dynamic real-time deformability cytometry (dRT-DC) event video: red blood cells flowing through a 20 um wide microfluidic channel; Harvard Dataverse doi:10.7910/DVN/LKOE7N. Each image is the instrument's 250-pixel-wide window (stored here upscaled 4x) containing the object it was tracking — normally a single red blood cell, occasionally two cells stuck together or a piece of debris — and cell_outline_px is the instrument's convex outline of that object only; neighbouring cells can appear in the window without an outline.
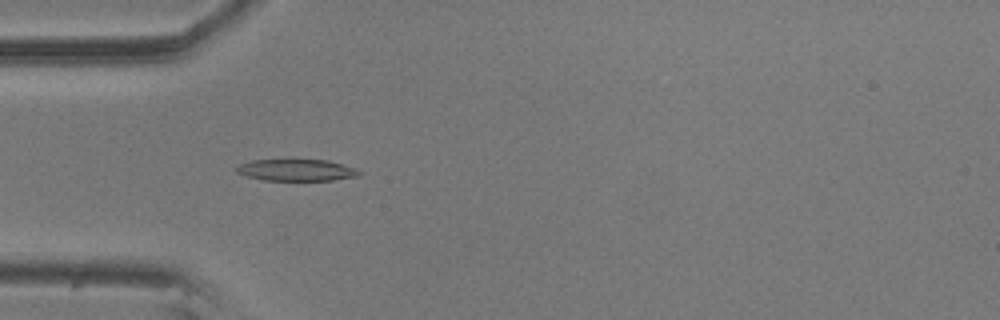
{"species": "common noctule bat (a hibernating species)", "species_latin": "Nyctalus noctula", "temperature_condition": "room temperature", "stored_images_in_passage": 42, "camera_frame_rate_fps": 3000, "um_per_image_px": 0.085, "animal": {"sex": "male", "body_mass_g": 20.5, "forearm_length_mm": 52.5}, "frame": {"image": 1, "passage_image": 2, "time_ms": 0.333, "image_size_px": [1000, 320], "cell_outline_px": [[364, 172], [356, 176], [332, 180], [264, 180], [248, 176], [236, 172], [236, 168], [240, 164], [252, 160], [288, 156], [328, 160]], "centroid_in_image_um": [25.14, 14.39], "position_along_channel_um": 59.9, "area_um2": 16.24}}
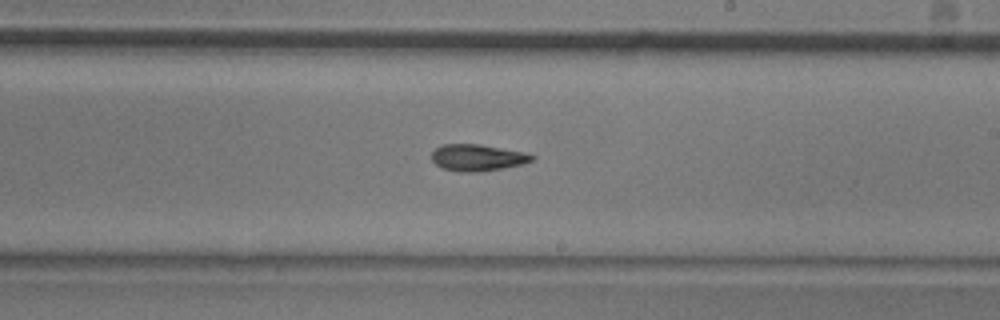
{"frame": {"image": 2, "passage_image": 18, "time_ms": 5.667, "image_size_px": [1000, 320], "cell_outline_px": [[536, 160], [524, 164], [476, 172], [460, 172], [444, 168], [436, 164], [432, 160], [432, 152], [436, 148], [444, 144], [480, 144], [524, 152], [536, 156]], "centroid_in_image_um": [40.62, 13.39], "position_along_channel_um": 248.4, "area_um2": 15.49}}
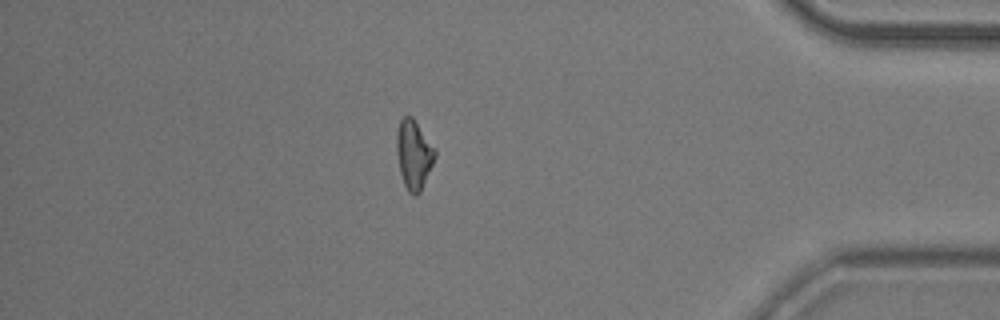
{"frame": {"image": 3, "passage_image": 34, "time_ms": 11.0, "image_size_px": [1000, 320], "cell_outline_px": [[436, 156], [420, 192], [416, 196], [412, 196], [408, 192], [404, 184], [400, 172], [396, 148], [396, 136], [400, 120], [404, 116], [412, 116], [436, 152]], "centroid_in_image_um": [35.15, 13.16], "position_along_channel_um": 400.0, "area_um2": 15.14}, "authors_computed_cell_mechanics": {"area_um2": 15.1725, "velocity_mm_per_s": 3.5566, "shape_relaxation_time_tau1_ms": 4.7629, "shape_relaxation_time_tau2_ms": 6.0333, "deformation_change_tau1": 0.1672, "deformation_change_tau2": 0.1656}}